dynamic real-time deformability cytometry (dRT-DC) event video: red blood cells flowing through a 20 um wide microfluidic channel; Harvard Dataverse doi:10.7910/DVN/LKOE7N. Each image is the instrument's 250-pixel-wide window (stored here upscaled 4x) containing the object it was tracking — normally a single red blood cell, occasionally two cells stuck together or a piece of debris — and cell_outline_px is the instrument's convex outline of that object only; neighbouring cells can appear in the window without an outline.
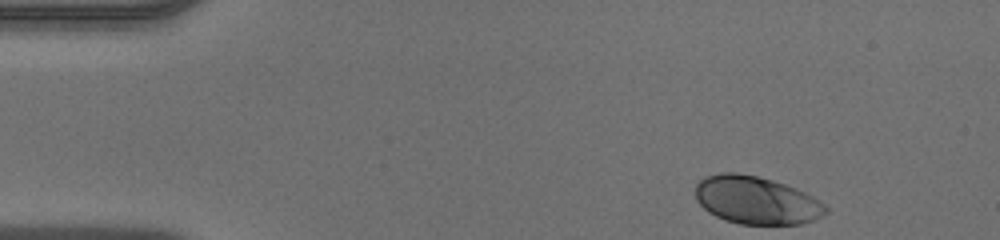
{"species": "human", "species_latin": "Homo sapiens", "temperature_condition": "warm", "stored_images_in_passage": 40, "camera_frame_rate_fps": 3000, "um_per_image_px": 0.085, "donor": {"sex": "male"}, "frame": {"image": 1, "passage_image": 1, "time_ms": 0.0, "image_size_px": [1000, 240], "cell_outline_px": [[828, 212], [812, 220], [800, 224], [740, 224], [724, 220], [708, 212], [696, 200], [696, 184], [704, 176], [720, 172], [736, 172], [756, 176], [772, 180], [796, 188], [812, 196], [824, 204], [828, 208]], "centroid_in_image_um": [64.25, 17.01], "position_along_channel_um": 20.7, "area_um2": 36.3}}
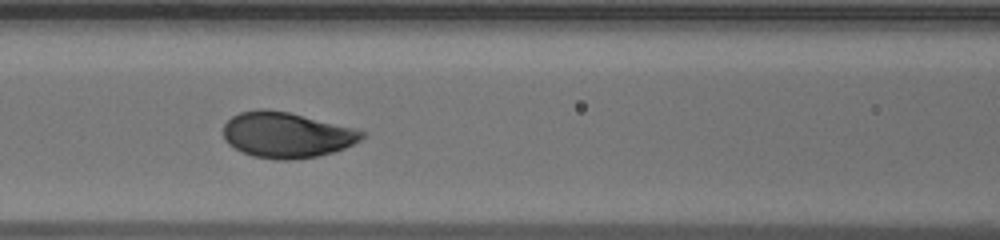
{"frame": {"image": 2, "passage_image": 16, "time_ms": 5.0, "image_size_px": [1000, 240], "cell_outline_px": [[364, 136], [360, 140], [344, 148], [332, 152], [316, 156], [292, 160], [276, 160], [252, 156], [228, 144], [224, 140], [224, 124], [232, 116], [240, 112], [256, 108], [268, 108], [288, 112], [352, 128], [364, 132]], "centroid_in_image_um": [24.3, 11.46], "position_along_channel_um": 142.3, "area_um2": 36.59}}
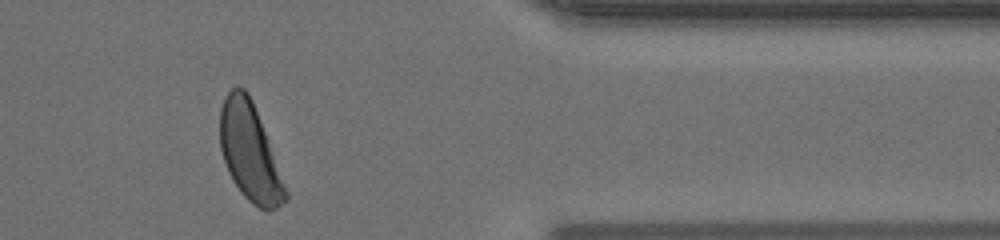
{"frame": {"image": 3, "passage_image": 35, "time_ms": 11.333, "image_size_px": [1000, 240], "cell_outline_px": [[288, 200], [276, 208], [268, 212], [252, 204], [244, 196], [232, 180], [228, 172], [220, 148], [220, 108], [224, 96], [236, 84], [244, 88], [248, 92], [252, 100], [288, 192]], "centroid_in_image_um": [21.21, 12.93], "position_along_channel_um": 390.2, "area_um2": 36.99}}